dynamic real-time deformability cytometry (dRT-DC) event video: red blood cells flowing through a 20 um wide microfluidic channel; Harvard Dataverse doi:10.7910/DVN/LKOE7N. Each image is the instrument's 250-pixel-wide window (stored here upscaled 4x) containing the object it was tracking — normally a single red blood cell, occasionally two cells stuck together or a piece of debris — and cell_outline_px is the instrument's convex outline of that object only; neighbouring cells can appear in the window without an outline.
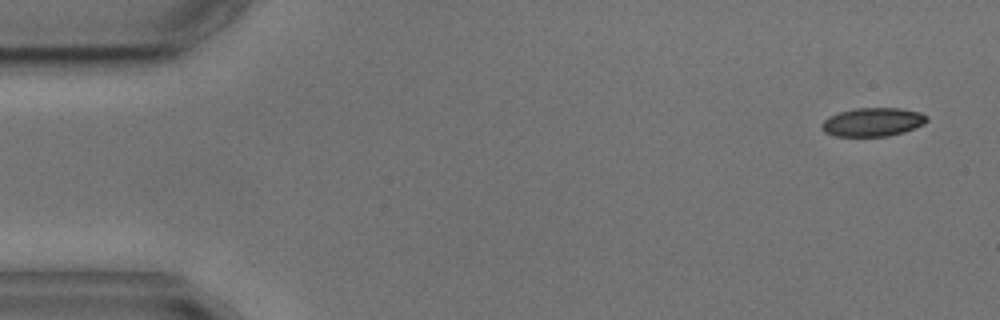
{"species": "common noctule bat (a hibernating species)", "species_latin": "Nyctalus noctula", "temperature_condition": "cold", "stored_images_in_passage": 4, "camera_frame_rate_fps": 3000, "um_per_image_px": 0.085, "animal": {"sex": "male", "body_mass_g": 17.9, "forearm_length_mm": 54.2}, "frame": {"image": 1, "passage_image": 1, "time_ms": 0.0, "image_size_px": [1000, 320], "cell_outline_px": [[928, 120], [924, 124], [904, 132], [888, 136], [836, 136], [824, 132], [820, 128], [820, 124], [828, 116], [840, 112], [856, 108], [900, 108], [920, 112], [928, 116]], "centroid_in_image_um": [74.17, 10.37], "position_along_channel_um": 10.8, "area_um2": 17.63}}